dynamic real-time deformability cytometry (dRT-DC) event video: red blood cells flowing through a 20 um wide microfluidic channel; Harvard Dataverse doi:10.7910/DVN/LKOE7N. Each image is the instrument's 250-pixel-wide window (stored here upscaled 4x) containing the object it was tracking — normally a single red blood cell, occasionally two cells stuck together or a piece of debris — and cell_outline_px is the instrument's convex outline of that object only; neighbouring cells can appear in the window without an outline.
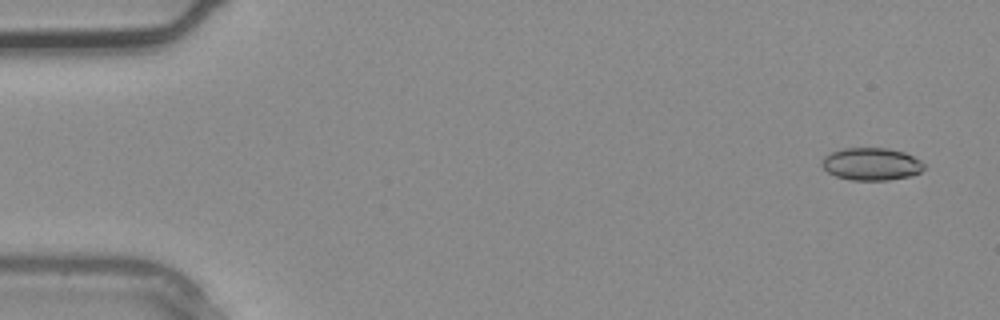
{"species": "common noctule bat (a hibernating species)", "species_latin": "Nyctalus noctula", "temperature_condition": "warm", "stored_images_in_passage": 5, "camera_frame_rate_fps": 3000, "um_per_image_px": 0.085, "animal": {"sex": "male", "body_mass_g": 20.4}, "frame": {"image": 1, "passage_image": 1, "time_ms": 0.0, "image_size_px": [1000, 320], "cell_outline_px": [[924, 168], [920, 172], [908, 176], [888, 180], [852, 180], [836, 176], [828, 172], [820, 164], [820, 160], [824, 156], [832, 152], [844, 148], [888, 148], [904, 152], [920, 160], [924, 164]], "centroid_in_image_um": [74.04, 13.94], "position_along_channel_um": 11.0, "area_um2": 19.31}}
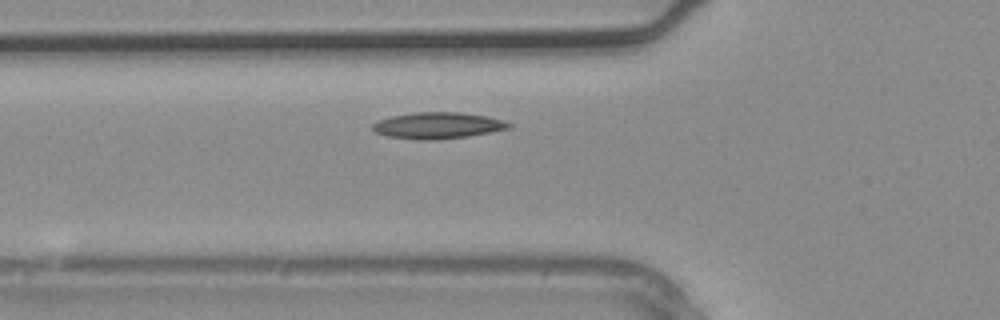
{"frame": {"image": 2, "passage_image": 4, "time_ms": 1.0, "image_size_px": [1000, 320], "cell_outline_px": [[512, 128], [468, 136], [436, 140], [424, 140], [388, 136], [376, 132], [372, 128], [372, 124], [380, 120], [392, 116], [416, 112], [460, 112], [488, 116], [504, 120], [512, 124]], "centroid_in_image_um": [37.27, 10.66], "position_along_channel_um": 88.5, "area_um2": 20.87}}